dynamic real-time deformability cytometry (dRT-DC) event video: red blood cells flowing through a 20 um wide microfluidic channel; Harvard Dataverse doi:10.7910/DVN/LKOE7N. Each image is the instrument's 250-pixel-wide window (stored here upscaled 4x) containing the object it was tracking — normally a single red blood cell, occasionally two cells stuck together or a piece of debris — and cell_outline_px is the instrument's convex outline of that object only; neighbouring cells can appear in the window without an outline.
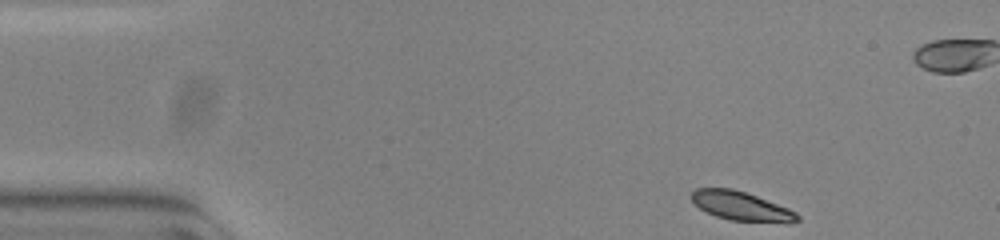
{"species": "common noctule bat (a hibernating species)", "species_latin": "Nyctalus noctula", "temperature_condition": "warm", "stored_images_in_passage": 50, "camera_frame_rate_fps": 3000, "um_per_image_px": 0.085, "animal": {"sex": "female", "body_mass_g": 23.0, "forearm_length_mm": 53.4}, "frame": {"image": 1, "passage_image": 1, "time_ms": 0.0, "image_size_px": [1000, 240], "cell_outline_px": [[800, 220], [788, 224], [732, 220], [716, 216], [700, 208], [692, 200], [692, 192], [696, 188], [732, 188], [756, 196], [788, 208], [796, 212], [800, 216]], "centroid_in_image_um": [63.07, 17.54], "position_along_channel_um": 21.9, "area_um2": 17.86}}
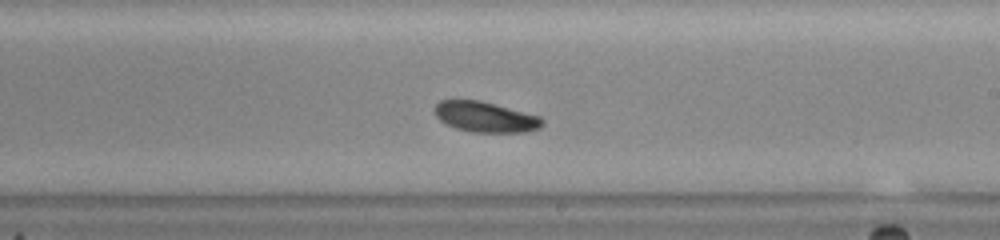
{"frame": {"image": 2, "passage_image": 26, "time_ms": 8.333, "image_size_px": [1000, 240], "cell_outline_px": [[544, 124], [540, 128], [524, 132], [472, 132], [456, 128], [440, 120], [436, 116], [436, 104], [440, 100], [480, 100], [540, 116], [544, 120]], "centroid_in_image_um": [41.29, 9.94], "position_along_channel_um": 247.7, "area_um2": 18.96}}
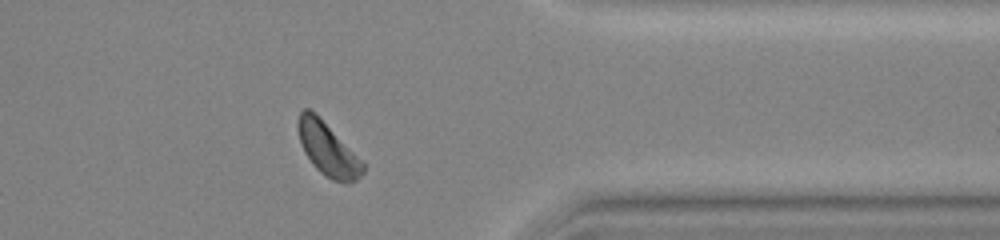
{"frame": {"image": 3, "passage_image": 38, "time_ms": 12.333, "image_size_px": [1000, 240], "cell_outline_px": [[364, 172], [356, 180], [348, 184], [344, 184], [332, 180], [324, 176], [312, 164], [304, 152], [300, 144], [296, 124], [300, 112], [304, 108], [308, 108], [364, 164]], "centroid_in_image_um": [27.81, 12.76], "position_along_channel_um": 383.6, "area_um2": 19.36}, "authors_computed_cell_mechanics": {"area_um2": 19.4497, "velocity_mm_per_s": 3.733, "shape_relaxation_time_tau1_ms": 3.0105, "shape_relaxation_time_tau2_ms": null, "deformation_change_tau1": 0.1006, "deformation_change_tau2": null}}